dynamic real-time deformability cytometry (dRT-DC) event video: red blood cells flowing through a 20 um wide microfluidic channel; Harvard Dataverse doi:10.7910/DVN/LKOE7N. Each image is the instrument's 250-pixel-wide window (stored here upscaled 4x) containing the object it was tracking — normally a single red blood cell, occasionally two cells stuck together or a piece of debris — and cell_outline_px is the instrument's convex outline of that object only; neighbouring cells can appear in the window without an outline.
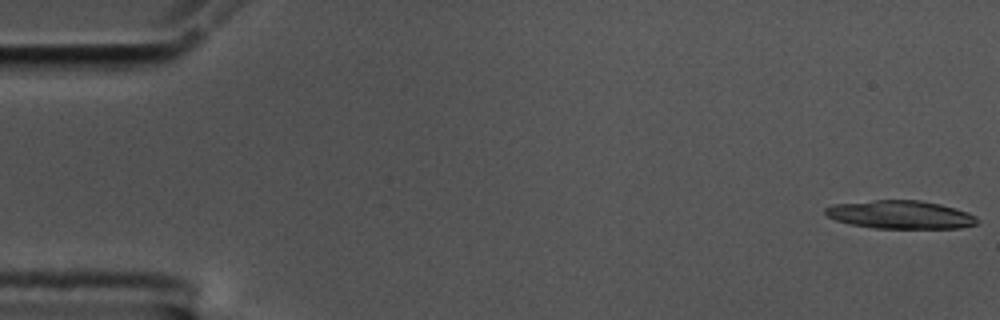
{"species": "common noctule bat (a hibernating species)", "species_latin": "Nyctalus noctula", "temperature_condition": "cold", "stored_images_in_passage": 56, "segment_of_instrument_passage": [1, 2], "camera_frame_rate_fps": 3000, "um_per_image_px": 0.085, "animal": {"sex": "male", "body_mass_g": 17.5, "forearm_length_mm": 52.3}, "frame": {"image": 1, "passage_image": 1, "time_ms": 0.0, "image_size_px": [1000, 320], "cell_outline_px": [[980, 220], [976, 224], [960, 228], [876, 228], [848, 224], [836, 220], [828, 216], [824, 212], [824, 208], [832, 204], [872, 200], [920, 200], [940, 204], [956, 208], [968, 212], [976, 216]], "centroid_in_image_um": [76.54, 18.24], "position_along_channel_um": 8.5, "area_um2": 25.14}}
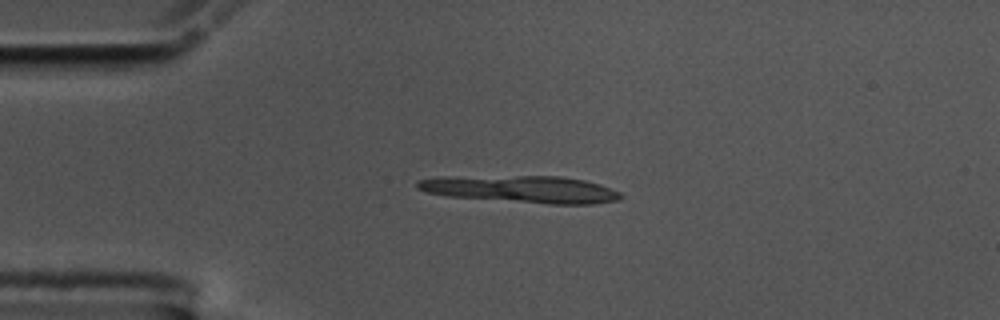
{"frame": {"image": 2, "passage_image": 13, "time_ms": 4.0, "image_size_px": [1000, 320], "cell_outline_px": [[624, 196], [620, 200], [592, 204], [548, 204], [448, 196], [428, 192], [416, 188], [416, 180], [444, 176], [560, 176], [584, 180], [600, 184], [612, 188], [620, 192]], "centroid_in_image_um": [44.35, 16.08], "position_along_channel_um": 40.6, "area_um2": 32.31}}